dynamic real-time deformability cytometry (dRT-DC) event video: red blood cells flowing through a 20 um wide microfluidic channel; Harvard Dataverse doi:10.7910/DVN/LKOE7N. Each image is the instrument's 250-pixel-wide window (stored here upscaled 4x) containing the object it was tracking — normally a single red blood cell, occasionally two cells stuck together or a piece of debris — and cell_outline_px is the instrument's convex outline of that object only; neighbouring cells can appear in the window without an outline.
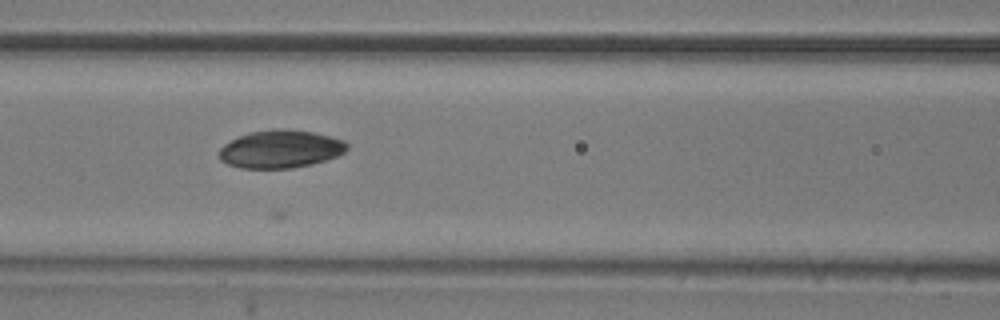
{"species": "common noctule bat (a hibernating species)", "species_latin": "Nyctalus noctula", "temperature_condition": "room temperature", "stored_images_in_passage": 28, "camera_frame_rate_fps": 3000, "um_per_image_px": 0.085, "animal": {"sex": "male", "body_mass_g": 20.5, "forearm_length_mm": 52.5}, "frame": {"image": 1, "passage_image": 22, "time_ms": 7.0, "image_size_px": [1000, 320], "cell_outline_px": [[348, 148], [344, 152], [336, 156], [312, 164], [292, 168], [240, 168], [228, 164], [220, 160], [220, 148], [224, 144], [240, 136], [252, 132], [276, 128], [284, 128], [312, 132], [344, 140], [348, 144]], "centroid_in_image_um": [23.85, 12.67], "position_along_channel_um": 142.8, "area_um2": 28.03}}
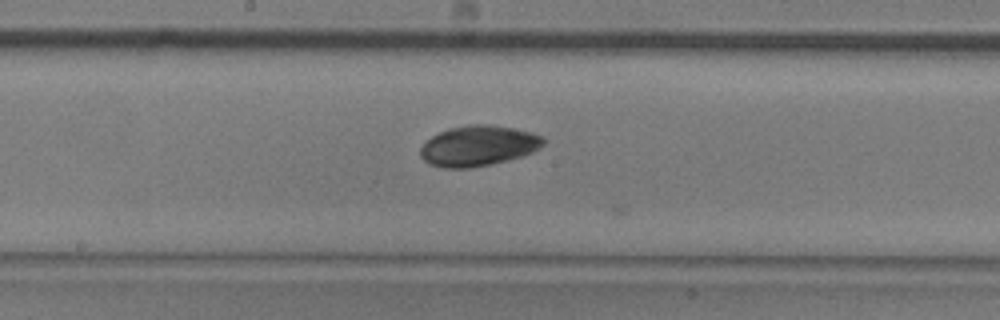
{"frame": {"image": 2, "passage_image": 27, "time_ms": 8.667, "image_size_px": [1000, 320], "cell_outline_px": [[544, 144], [540, 148], [532, 152], [520, 156], [472, 168], [444, 168], [428, 164], [420, 156], [420, 148], [432, 136], [448, 128], [468, 124], [492, 124], [532, 132], [544, 136]], "centroid_in_image_um": [40.65, 12.38], "position_along_channel_um": 207.6, "area_um2": 28.96}}